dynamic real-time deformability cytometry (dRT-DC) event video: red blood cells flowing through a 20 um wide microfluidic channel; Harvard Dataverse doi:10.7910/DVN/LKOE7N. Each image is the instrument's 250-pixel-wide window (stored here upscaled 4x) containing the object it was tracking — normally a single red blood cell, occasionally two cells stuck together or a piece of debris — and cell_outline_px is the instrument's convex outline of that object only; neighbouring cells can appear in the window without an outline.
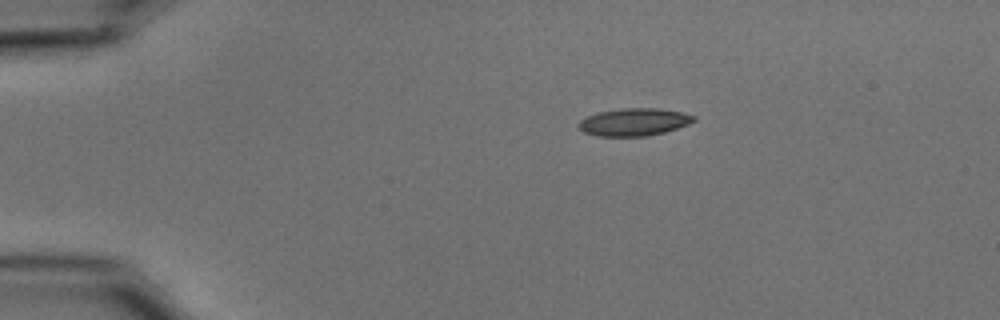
{"species": "common noctule bat (a hibernating species)", "species_latin": "Nyctalus noctula", "temperature_condition": "cold", "stored_images_in_passage": 44, "camera_frame_rate_fps": 3000, "um_per_image_px": 0.085, "animal": {"sex": "male", "body_mass_g": 15.6}, "frame": {"image": 1, "passage_image": 1, "time_ms": 0.0, "image_size_px": [1000, 320], "cell_outline_px": [[696, 120], [688, 124], [664, 132], [644, 136], [596, 136], [584, 132], [580, 128], [580, 120], [588, 116], [600, 112], [620, 108], [656, 108], [680, 112], [696, 116]], "centroid_in_image_um": [53.9, 10.37], "position_along_channel_um": 31.1, "area_um2": 18.21}}
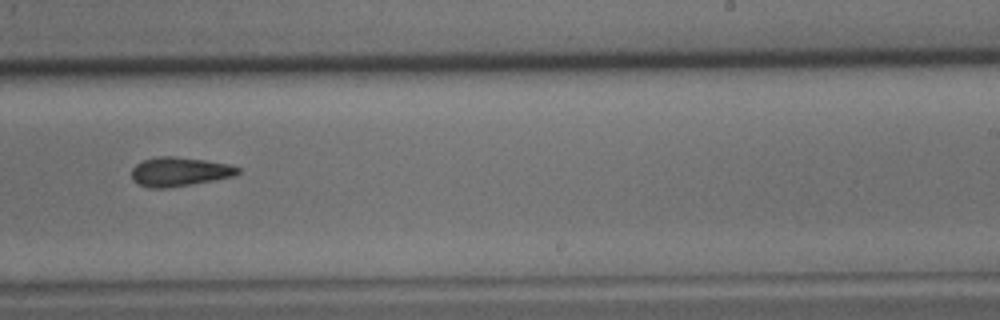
{"frame": {"image": 2, "passage_image": 25, "time_ms": 8.0, "image_size_px": [1000, 320], "cell_outline_px": [[240, 172], [232, 176], [192, 184], [168, 188], [148, 188], [136, 184], [132, 180], [132, 168], [136, 164], [144, 160], [156, 156], [176, 156], [204, 160], [228, 164], [240, 168]], "centroid_in_image_um": [15.19, 14.6], "position_along_channel_um": 273.8, "area_um2": 18.03}}
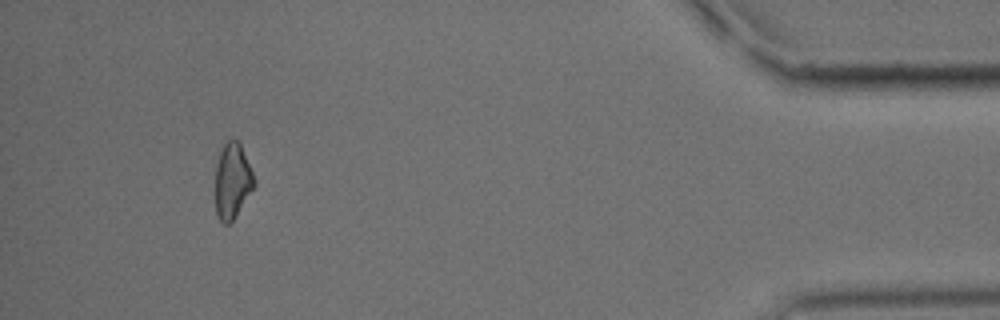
{"frame": {"image": 3, "passage_image": 41, "time_ms": 13.333, "image_size_px": [1000, 320], "cell_outline_px": [[256, 184], [232, 220], [228, 224], [224, 224], [220, 220], [216, 212], [216, 164], [220, 152], [224, 144], [228, 140], [240, 140], [256, 180]], "centroid_in_image_um": [19.77, 15.33], "position_along_channel_um": 415.4, "area_um2": 16.99}, "authors_computed_cell_mechanics": {"area_um2": 18.0625, "velocity_mm_per_s": 3.7487, "shape_relaxation_time_tau1_ms": 8.173, "shape_relaxation_time_tau2_ms": null, "deformation_change_tau1": 0.1732, "deformation_change_tau2": null}}